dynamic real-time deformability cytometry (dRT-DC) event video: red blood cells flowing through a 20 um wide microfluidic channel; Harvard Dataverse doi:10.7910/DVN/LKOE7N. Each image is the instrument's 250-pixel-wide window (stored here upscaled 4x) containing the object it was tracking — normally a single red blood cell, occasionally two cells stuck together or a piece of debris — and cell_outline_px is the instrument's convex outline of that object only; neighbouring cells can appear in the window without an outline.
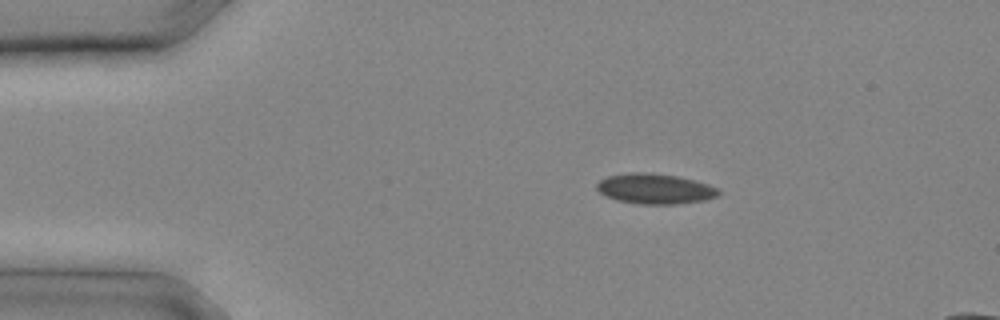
{"species": "common noctule bat (a hibernating species)", "species_latin": "Nyctalus noctula", "temperature_condition": "cold", "stored_images_in_passage": 7, "camera_frame_rate_fps": 3000, "um_per_image_px": 0.085, "animal": {"sex": "male", "body_mass_g": 20.4}, "frame": {"image": 1, "passage_image": 4, "time_ms": 1.0, "image_size_px": [1000, 320], "cell_outline_px": [[720, 192], [716, 196], [704, 200], [676, 204], [640, 204], [616, 200], [604, 196], [596, 188], [596, 184], [600, 180], [608, 176], [628, 172], [644, 172], [676, 176], [696, 180], [708, 184], [716, 188]], "centroid_in_image_um": [55.63, 16.04], "position_along_channel_um": 29.4, "area_um2": 21.44}}